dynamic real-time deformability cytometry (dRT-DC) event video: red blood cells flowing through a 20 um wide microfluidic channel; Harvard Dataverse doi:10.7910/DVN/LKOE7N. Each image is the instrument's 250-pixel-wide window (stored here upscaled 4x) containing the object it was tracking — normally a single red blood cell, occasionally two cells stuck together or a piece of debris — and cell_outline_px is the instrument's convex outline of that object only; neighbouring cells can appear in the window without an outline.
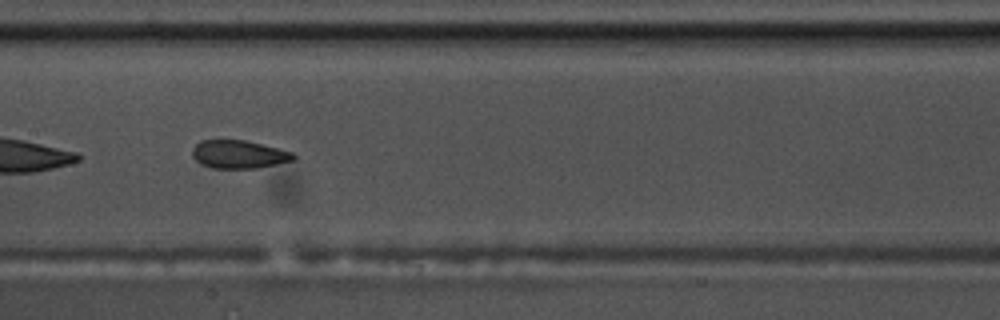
{"species": "common noctule bat (a hibernating species)", "species_latin": "Nyctalus noctula", "temperature_condition": "warm", "stored_images_in_passage": 43, "camera_frame_rate_fps": 3000, "um_per_image_px": 0.085, "animal": {"sex": "male", "body_mass_g": 17.5, "forearm_length_mm": 52.3}, "frame": {"image": 1, "passage_image": 19, "time_ms": 6.0, "image_size_px": [1000, 320], "cell_outline_px": [[296, 160], [256, 168], [212, 168], [200, 164], [192, 156], [192, 148], [200, 140], [244, 140], [292, 152], [296, 156]], "centroid_in_image_um": [20.27, 13.12], "position_along_channel_um": 187.1, "area_um2": 16.53}, "authors_computed_cell_mechanics": {"area_um2": 17.6868, "velocity_mm_per_s": 3.6223, "shape_relaxation_time_tau1_ms": null, "shape_relaxation_time_tau2_ms": 1.5289, "deformation_change_tau1": null, "deformation_change_tau2": 0.0821}}